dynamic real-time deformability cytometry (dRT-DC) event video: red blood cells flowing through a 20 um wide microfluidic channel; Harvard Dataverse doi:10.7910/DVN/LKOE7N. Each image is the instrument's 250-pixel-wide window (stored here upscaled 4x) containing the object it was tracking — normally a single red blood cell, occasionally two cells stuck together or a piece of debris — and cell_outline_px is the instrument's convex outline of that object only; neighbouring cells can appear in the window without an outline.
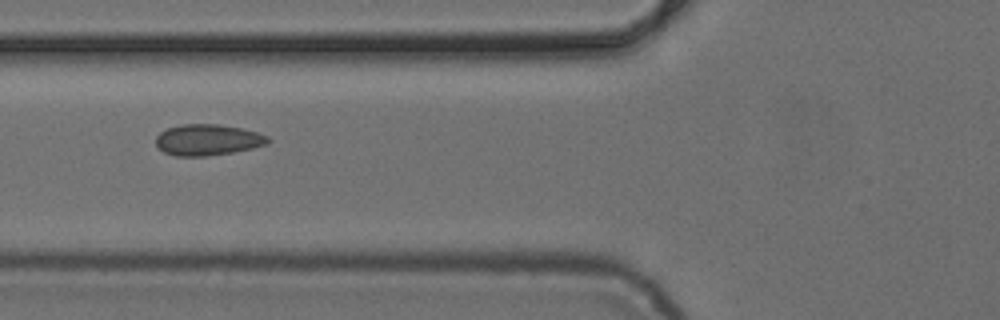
{"species": "common noctule bat (a hibernating species)", "species_latin": "Nyctalus noctula", "temperature_condition": "cold", "stored_images_in_passage": 8, "camera_frame_rate_fps": 3000, "um_per_image_px": 0.085, "animal": {"sex": "female", "body_mass_g": 24.6, "forearm_length_mm": 56.2}, "frame": {"image": 1, "passage_image": 5, "time_ms": 6.0, "image_size_px": [1000, 320], "cell_outline_px": [[272, 140], [268, 144], [252, 148], [232, 152], [208, 156], [176, 156], [164, 152], [156, 144], [156, 136], [160, 132], [168, 128], [180, 124], [220, 124], [240, 128], [256, 132], [268, 136]], "centroid_in_image_um": [17.67, 11.88], "position_along_channel_um": 108.1, "area_um2": 20.35}}
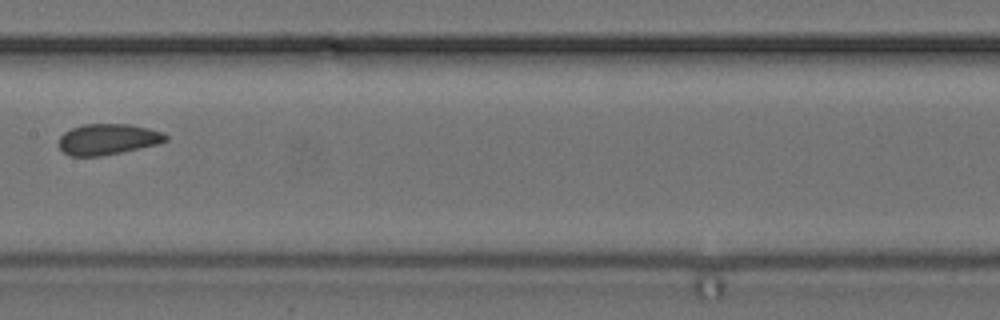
{"frame": {"image": 2, "passage_image": 7, "time_ms": 8.333, "image_size_px": [1000, 320], "cell_outline_px": [[168, 140], [160, 144], [100, 156], [68, 156], [60, 148], [60, 136], [64, 132], [72, 128], [84, 124], [128, 124], [148, 128], [164, 132], [168, 136]], "centroid_in_image_um": [9.2, 11.83], "position_along_channel_um": 198.2, "area_um2": 19.25}}
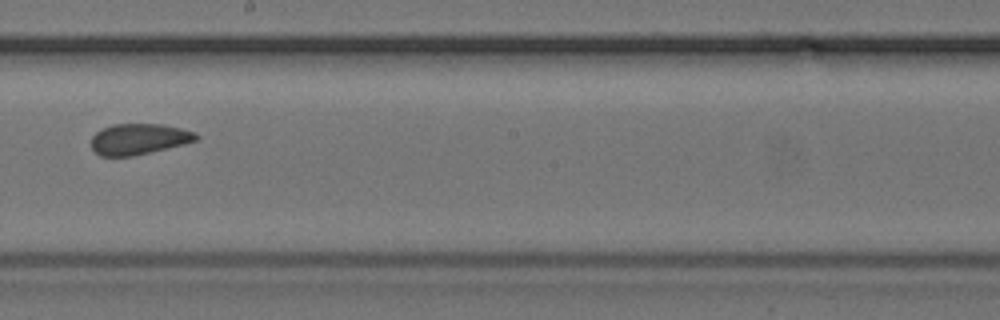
{"frame": {"image": 3, "passage_image": 8, "time_ms": 9.333, "image_size_px": [1000, 320], "cell_outline_px": [[200, 136], [196, 140], [184, 144], [132, 156], [100, 156], [92, 148], [92, 136], [96, 132], [112, 124], [164, 124], [196, 132]], "centroid_in_image_um": [11.82, 11.81], "position_along_channel_um": 236.4, "area_um2": 18.79}}